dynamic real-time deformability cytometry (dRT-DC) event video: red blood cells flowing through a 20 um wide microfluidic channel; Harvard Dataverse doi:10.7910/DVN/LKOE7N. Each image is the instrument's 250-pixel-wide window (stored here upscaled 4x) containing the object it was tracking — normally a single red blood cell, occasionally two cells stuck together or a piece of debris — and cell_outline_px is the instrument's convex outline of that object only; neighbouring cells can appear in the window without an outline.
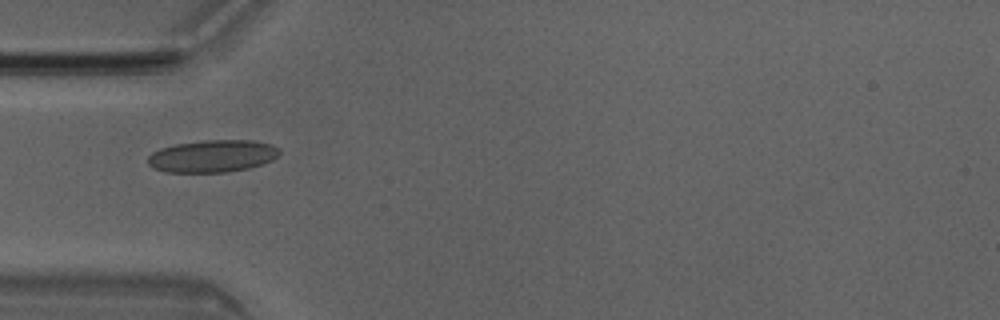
{"species": "Egyptian fruit bat (a non-hibernating species)", "species_latin": "Rousettus aegyptiacus", "temperature_condition": "room temperature", "stored_images_in_passage": 6, "camera_frame_rate_fps": 3000, "um_per_image_px": 0.085, "animal": {"sex": "male"}, "frame": {"image": 1, "passage_image": 5, "time_ms": 1.333, "image_size_px": [1000, 320], "cell_outline_px": [[280, 152], [272, 160], [264, 164], [248, 168], [228, 172], [164, 172], [152, 168], [148, 164], [148, 156], [152, 152], [160, 148], [176, 144], [204, 140], [252, 140], [272, 144], [280, 148]], "centroid_in_image_um": [18.06, 13.27], "position_along_channel_um": 66.9, "area_um2": 24.97}}